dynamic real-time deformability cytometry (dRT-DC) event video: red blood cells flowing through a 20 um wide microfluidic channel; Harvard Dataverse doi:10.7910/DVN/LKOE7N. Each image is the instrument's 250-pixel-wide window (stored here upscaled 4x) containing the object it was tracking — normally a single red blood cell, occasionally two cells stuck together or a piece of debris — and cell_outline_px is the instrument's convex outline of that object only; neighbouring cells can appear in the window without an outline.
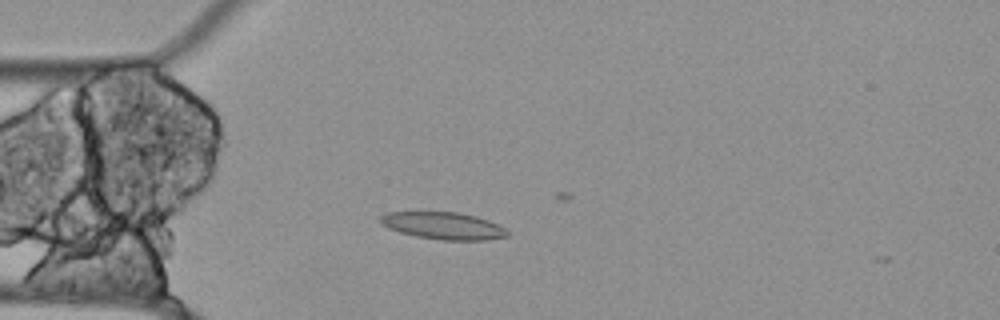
{"species": "Egyptian fruit bat (a non-hibernating species)", "species_latin": "Rousettus aegyptiacus", "temperature_condition": "cold", "stored_images_in_passage": 17, "camera_frame_rate_fps": 3000, "um_per_image_px": 0.085, "animal": {"sex": "female"}, "frame": {"image": 1, "passage_image": 14, "time_ms": 4.333, "image_size_px": [1000, 320], "cell_outline_px": [[508, 236], [484, 240], [440, 240], [416, 236], [400, 232], [388, 228], [380, 224], [380, 216], [388, 212], [456, 212], [476, 216], [488, 220], [504, 228], [508, 232]], "centroid_in_image_um": [37.65, 19.19], "position_along_channel_um": 47.3, "area_um2": 20.0}}